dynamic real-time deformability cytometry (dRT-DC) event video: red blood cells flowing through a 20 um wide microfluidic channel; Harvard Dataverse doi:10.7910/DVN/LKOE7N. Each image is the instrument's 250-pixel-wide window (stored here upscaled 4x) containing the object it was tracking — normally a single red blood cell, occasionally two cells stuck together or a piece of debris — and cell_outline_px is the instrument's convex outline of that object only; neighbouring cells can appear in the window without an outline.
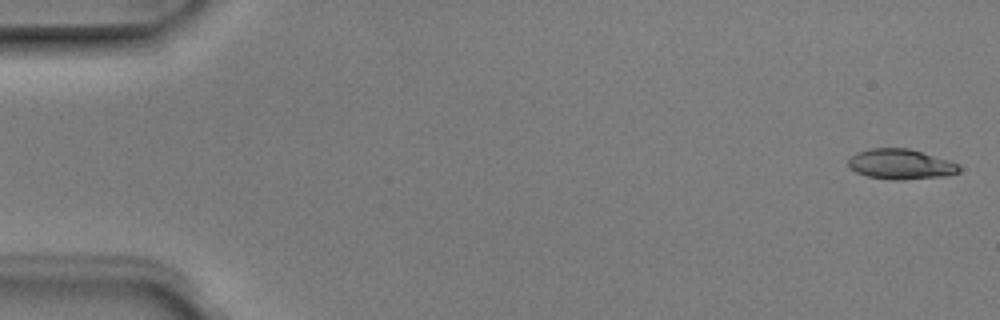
{"species": "Egyptian fruit bat (a non-hibernating species)", "species_latin": "Rousettus aegyptiacus", "temperature_condition": "room temperature", "stored_images_in_passage": 5, "camera_frame_rate_fps": 3000, "um_per_image_px": 0.085, "animal": {"sex": "male"}, "frame": {"image": 1, "passage_image": 1, "time_ms": 0.0, "image_size_px": [1000, 320], "cell_outline_px": [[960, 172], [948, 176], [900, 180], [892, 180], [868, 176], [856, 172], [848, 164], [848, 156], [856, 152], [868, 148], [908, 148], [952, 160], [960, 164]], "centroid_in_image_um": [76.59, 13.95], "position_along_channel_um": 8.4, "area_um2": 19.88}}
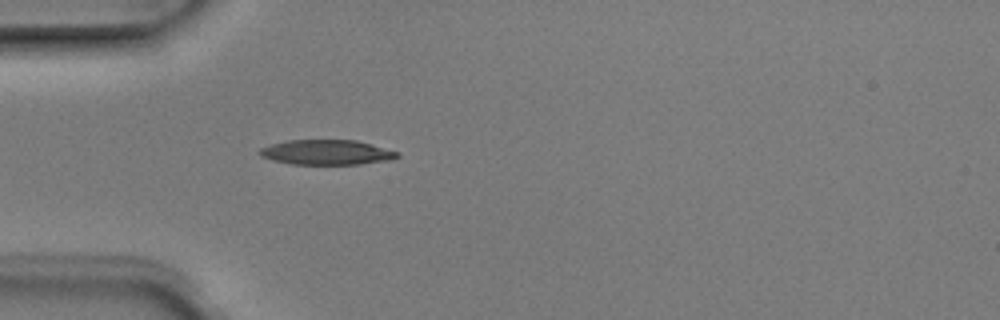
{"frame": {"image": 2, "passage_image": 5, "time_ms": 1.333, "image_size_px": [1000, 320], "cell_outline_px": [[400, 156], [388, 160], [360, 164], [292, 164], [272, 160], [260, 156], [256, 152], [260, 148], [272, 144], [288, 140], [356, 140], [372, 144], [400, 152]], "centroid_in_image_um": [27.75, 12.94], "position_along_channel_um": 57.2, "area_um2": 20.06}}